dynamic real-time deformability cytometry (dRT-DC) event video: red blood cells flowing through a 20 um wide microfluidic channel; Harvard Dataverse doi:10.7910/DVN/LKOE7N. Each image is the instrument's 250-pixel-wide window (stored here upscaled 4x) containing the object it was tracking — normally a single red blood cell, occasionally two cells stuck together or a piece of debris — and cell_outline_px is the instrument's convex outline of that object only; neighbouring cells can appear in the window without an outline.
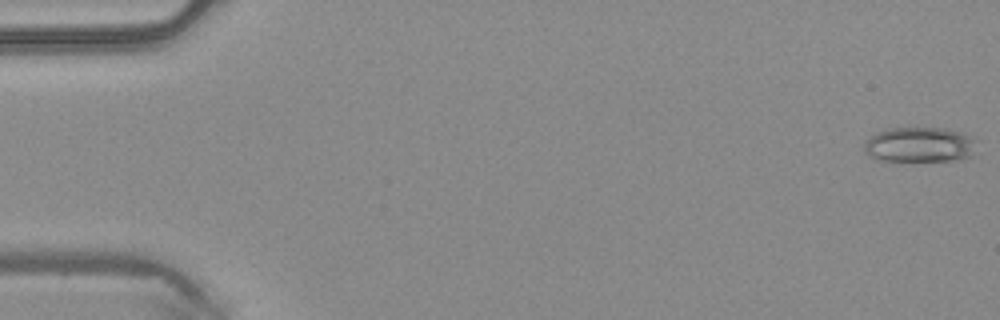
{"species": "common noctule bat (a hibernating species)", "species_latin": "Nyctalus noctula", "temperature_condition": "warm", "stored_images_in_passage": 6, "camera_frame_rate_fps": 3000, "um_per_image_px": 0.085, "animal": {"sex": "male", "body_mass_g": 20.4}, "frame": {"image": 1, "passage_image": 1, "time_ms": 0.0, "image_size_px": [1000, 320], "cell_outline_px": [[980, 140], [968, 156], [952, 160], [880, 160], [868, 156], [864, 152], [864, 144], [876, 132], [888, 128], [948, 128], [964, 132]], "centroid_in_image_um": [78.19, 12.27], "position_along_channel_um": 6.8, "area_um2": 23.0}}